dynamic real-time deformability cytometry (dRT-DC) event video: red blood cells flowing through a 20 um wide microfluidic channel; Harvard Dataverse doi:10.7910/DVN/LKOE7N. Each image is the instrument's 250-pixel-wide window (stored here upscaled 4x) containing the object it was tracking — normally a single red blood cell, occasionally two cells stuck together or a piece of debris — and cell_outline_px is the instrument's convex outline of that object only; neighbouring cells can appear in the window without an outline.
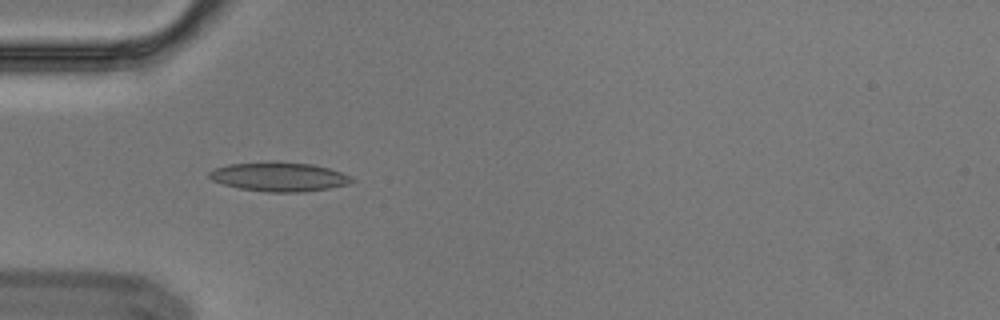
{"species": "Egyptian fruit bat (a non-hibernating species)", "species_latin": "Rousettus aegyptiacus", "temperature_condition": "cold", "stored_images_in_passage": 7, "camera_frame_rate_fps": 3000, "um_per_image_px": 0.085, "animal": {"sex": "male"}, "frame": {"image": 1, "passage_image": 4, "time_ms": 1.0, "image_size_px": [1000, 320], "cell_outline_px": [[356, 180], [348, 184], [328, 188], [304, 192], [268, 192], [240, 188], [224, 184], [212, 180], [208, 176], [208, 172], [216, 168], [228, 164], [312, 164], [328, 168], [352, 176]], "centroid_in_image_um": [23.76, 15.07], "position_along_channel_um": 61.2, "area_um2": 23.24}}
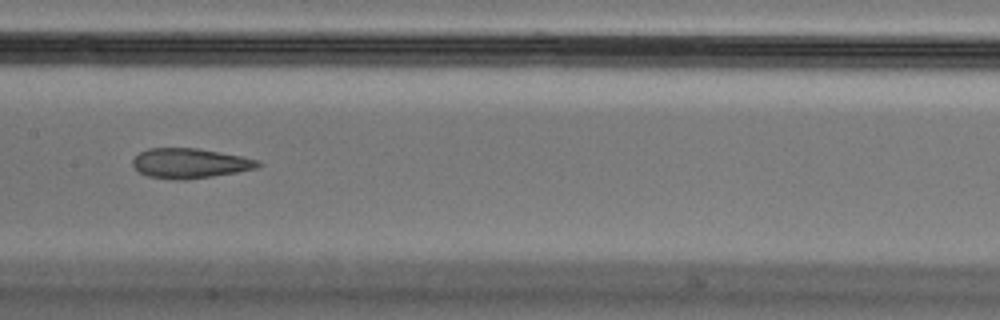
{"frame": {"image": 2, "passage_image": 7, "time_ms": 2.0, "image_size_px": [1000, 320], "cell_outline_px": [[264, 164], [256, 168], [236, 172], [212, 176], [184, 180], [176, 180], [148, 176], [140, 172], [132, 164], [132, 160], [140, 152], [148, 148], [196, 148], [244, 156], [260, 160]], "centroid_in_image_um": [16.18, 13.87], "position_along_channel_um": 191.2, "area_um2": 21.85}}